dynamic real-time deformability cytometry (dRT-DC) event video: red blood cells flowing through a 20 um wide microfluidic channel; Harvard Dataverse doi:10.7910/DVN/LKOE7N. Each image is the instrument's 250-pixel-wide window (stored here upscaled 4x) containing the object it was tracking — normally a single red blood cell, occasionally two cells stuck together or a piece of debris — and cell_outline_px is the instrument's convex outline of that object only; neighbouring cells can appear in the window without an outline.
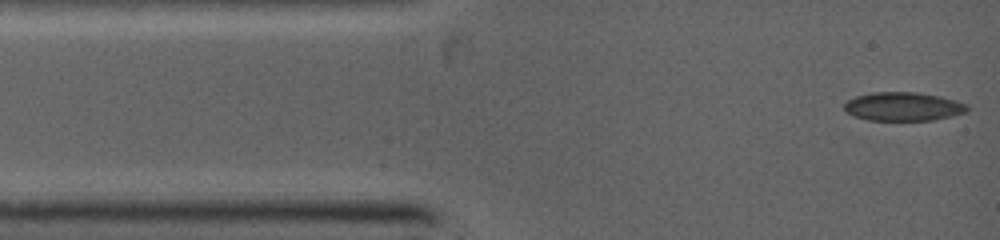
{"species": "common noctule bat (a hibernating species)", "species_latin": "Nyctalus noctula", "temperature_condition": "warm", "stored_images_in_passage": 71, "camera_frame_rate_fps": 5000, "um_per_image_px": 0.085, "animal": {"sex": "female", "body_mass_g": 19.0, "forearm_length_mm": 53.3}, "frame": {"image": 1, "passage_image": 1, "time_ms": 0.0, "image_size_px": [1000, 240], "cell_outline_px": [[968, 108], [964, 112], [932, 120], [868, 120], [856, 116], [848, 112], [844, 108], [844, 104], [848, 100], [856, 96], [872, 92], [916, 92], [936, 96], [952, 100], [964, 104]], "centroid_in_image_um": [76.7, 9.05], "position_along_channel_um": 8.3, "area_um2": 19.94}}
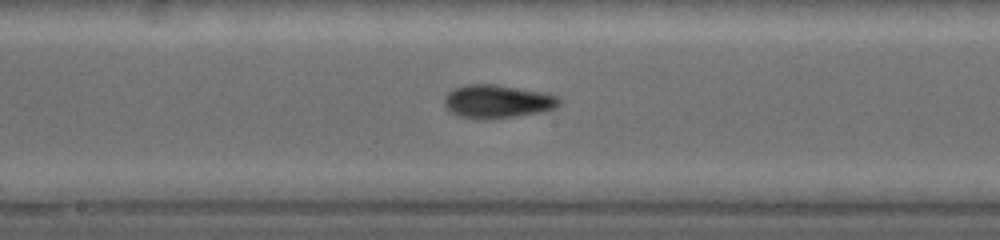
{"frame": {"image": 2, "passage_image": 30, "time_ms": 5.4, "image_size_px": [1000, 240], "cell_outline_px": [[560, 104], [552, 108], [536, 112], [516, 116], [492, 120], [480, 120], [456, 116], [444, 104], [444, 96], [452, 88], [464, 84], [496, 84], [540, 92], [556, 96], [560, 100]], "centroid_in_image_um": [42.17, 8.63], "position_along_channel_um": 206.0, "area_um2": 22.31}}
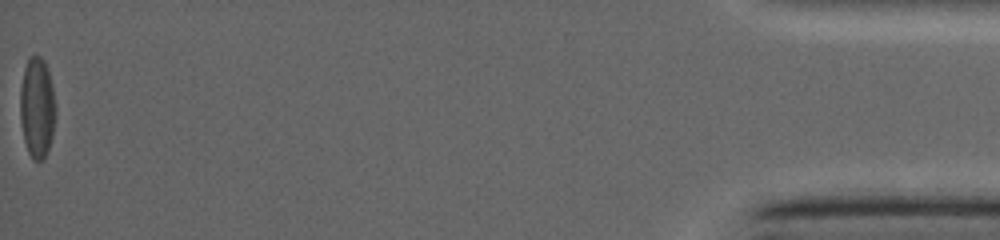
{"frame": {"image": 3, "passage_image": 71, "time_ms": 13.2, "image_size_px": [1000, 240], "cell_outline_px": [[56, 116], [52, 136], [48, 148], [44, 156], [40, 160], [32, 160], [28, 152], [24, 140], [20, 120], [20, 88], [24, 68], [28, 56], [40, 56], [44, 60], [48, 68], [52, 84], [56, 104]], "centroid_in_image_um": [3.15, 9.11], "position_along_channel_um": 432.0, "area_um2": 21.1}}